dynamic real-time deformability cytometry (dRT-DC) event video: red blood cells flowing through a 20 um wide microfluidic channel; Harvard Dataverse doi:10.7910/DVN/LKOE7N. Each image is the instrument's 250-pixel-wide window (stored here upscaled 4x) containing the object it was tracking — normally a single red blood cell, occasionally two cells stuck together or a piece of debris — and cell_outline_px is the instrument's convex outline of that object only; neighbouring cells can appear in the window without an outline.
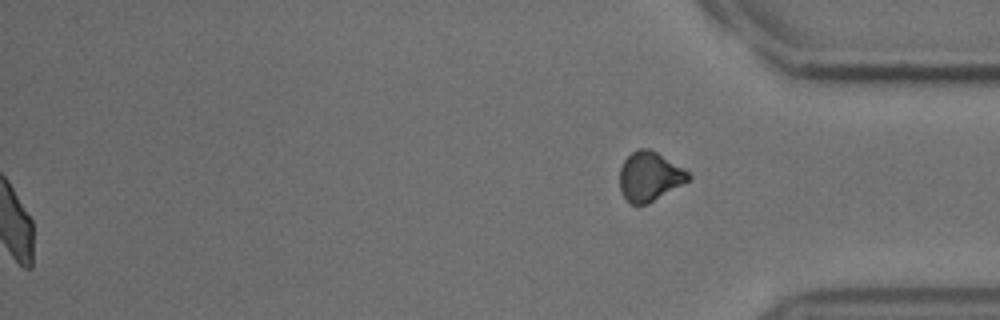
{"species": "common noctule bat (a hibernating species)", "species_latin": "Nyctalus noctula", "temperature_condition": "cold", "stored_images_in_passage": 56, "segment_of_instrument_passage": [2, 2], "camera_frame_rate_fps": 3000, "um_per_image_px": 0.085, "animal": {"sex": "male", "body_mass_g": 18.8}, "frame": {"image": 1, "passage_image": 56, "time_ms": 18.333, "image_size_px": [1000, 320], "cell_outline_px": [[692, 176], [688, 180], [648, 204], [632, 204], [624, 196], [620, 188], [620, 168], [624, 160], [636, 148], [648, 148], [656, 152], [684, 168]], "centroid_in_image_um": [55.2, 14.98], "position_along_channel_um": 380.0, "area_um2": 19.42}}